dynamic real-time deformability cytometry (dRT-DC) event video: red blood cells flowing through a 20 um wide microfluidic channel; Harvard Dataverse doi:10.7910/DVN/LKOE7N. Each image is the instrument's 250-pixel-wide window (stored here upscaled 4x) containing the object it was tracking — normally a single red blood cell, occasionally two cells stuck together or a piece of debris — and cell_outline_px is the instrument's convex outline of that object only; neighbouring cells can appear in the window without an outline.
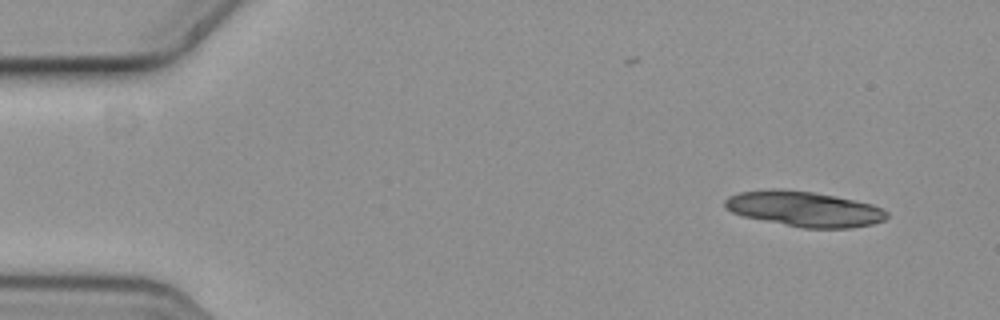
{"species": "common noctule bat (a hibernating species)", "species_latin": "Nyctalus noctula", "temperature_condition": "cold", "stored_images_in_passage": 7, "camera_frame_rate_fps": 3000, "um_per_image_px": 0.085, "animal": {"sex": "female", "body_mass_g": 19.3, "forearm_length_mm": 54.1}, "frame": {"image": 1, "passage_image": 2, "time_ms": 0.333, "image_size_px": [1000, 320], "cell_outline_px": [[888, 216], [884, 220], [872, 224], [852, 228], [804, 228], [744, 216], [732, 212], [724, 208], [724, 200], [728, 196], [740, 192], [812, 192], [872, 204], [888, 212]], "centroid_in_image_um": [68.41, 17.81], "position_along_channel_um": 16.6, "area_um2": 31.91}}
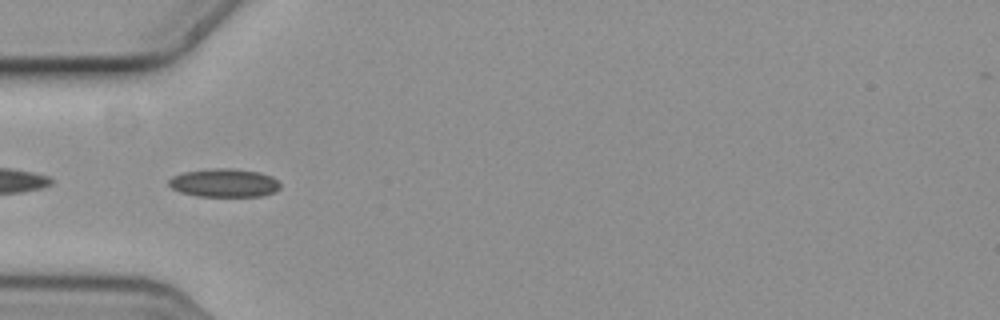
{"frame": {"image": 2, "passage_image": 5, "time_ms": 1.333, "image_size_px": [1000, 320], "cell_outline_px": [[280, 188], [276, 192], [260, 196], [196, 196], [180, 192], [172, 188], [168, 184], [168, 180], [172, 176], [184, 172], [212, 168], [232, 168], [260, 172], [272, 176], [280, 184]], "centroid_in_image_um": [19.06, 15.54], "position_along_channel_um": 65.9, "area_um2": 18.55}}
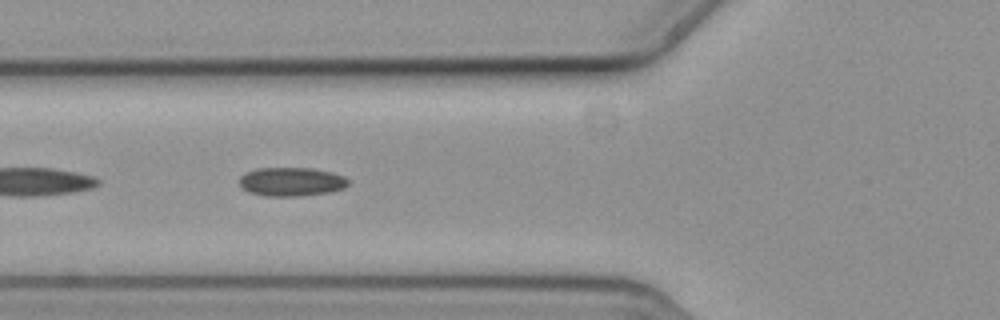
{"frame": {"image": 3, "passage_image": 6, "time_ms": 1.667, "image_size_px": [1000, 320], "cell_outline_px": [[348, 184], [344, 188], [332, 192], [300, 196], [264, 196], [248, 192], [240, 184], [240, 176], [244, 172], [256, 168], [312, 168], [332, 172], [344, 176], [348, 180]], "centroid_in_image_um": [24.77, 15.44], "position_along_channel_um": 101.0, "area_um2": 18.44}}